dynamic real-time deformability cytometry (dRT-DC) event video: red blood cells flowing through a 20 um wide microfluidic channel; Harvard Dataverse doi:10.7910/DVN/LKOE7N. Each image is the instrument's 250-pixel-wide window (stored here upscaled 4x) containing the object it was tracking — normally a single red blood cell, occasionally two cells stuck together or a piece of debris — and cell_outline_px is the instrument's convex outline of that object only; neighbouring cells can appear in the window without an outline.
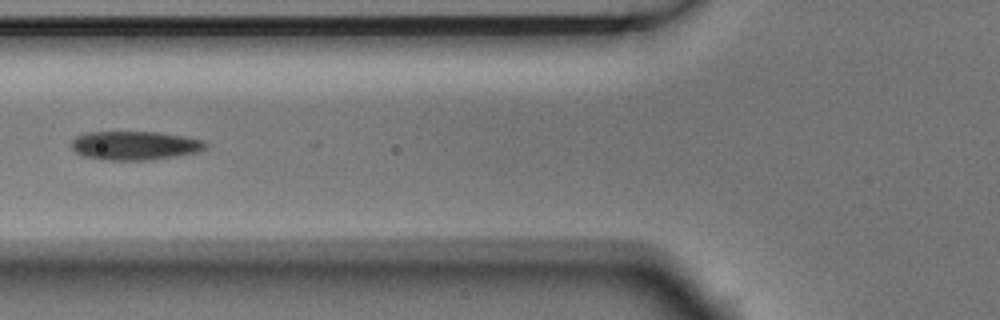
{"species": "Egyptian fruit bat (a non-hibernating species)", "species_latin": "Rousettus aegyptiacus", "temperature_condition": "room temperature", "stored_images_in_passage": 5, "camera_frame_rate_fps": 3000, "um_per_image_px": 0.085, "animal": {"sex": "male"}, "frame": {"image": 1, "passage_image": 5, "time_ms": 1.333, "image_size_px": [1000, 320], "cell_outline_px": [[208, 148], [200, 152], [176, 156], [148, 160], [100, 160], [84, 156], [76, 152], [72, 148], [72, 140], [76, 136], [88, 132], [160, 132], [184, 136], [204, 140], [208, 144]], "centroid_in_image_um": [11.51, 12.37], "position_along_channel_um": 114.3, "area_um2": 22.77}}